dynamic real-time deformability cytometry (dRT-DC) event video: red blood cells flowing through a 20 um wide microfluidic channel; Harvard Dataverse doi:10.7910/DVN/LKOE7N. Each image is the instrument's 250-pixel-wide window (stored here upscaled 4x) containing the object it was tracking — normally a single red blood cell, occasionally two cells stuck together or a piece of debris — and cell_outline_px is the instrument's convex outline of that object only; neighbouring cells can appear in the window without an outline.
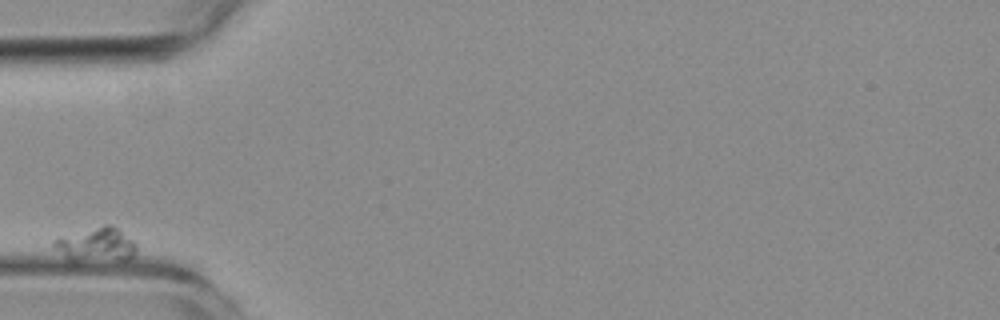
{"species": "common noctule bat (a hibernating species)", "species_latin": "Nyctalus noctula", "temperature_condition": "room temperature", "stored_images_in_passage": 3, "camera_frame_rate_fps": 3000, "um_per_image_px": 0.085, "animal": {"sex": "female", "body_mass_g": 19.3, "forearm_length_mm": 54.1}, "frame": {"image": 1, "passage_image": 1, "time_ms": 0.0, "image_size_px": [1000, 320], "cell_outline_px": [[136, 252], [128, 260], [76, 264], [72, 264], [52, 244], [52, 240], [104, 224], [112, 224], [120, 228], [136, 244]], "centroid_in_image_um": [8.2, 20.86], "position_along_channel_um": 76.8, "area_um2": 17.11}}
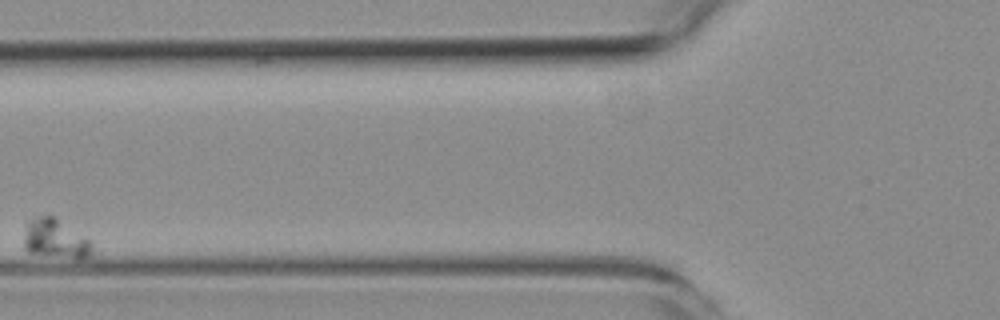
{"frame": {"image": 2, "passage_image": 3, "time_ms": 2.333, "image_size_px": [1000, 320], "cell_outline_px": [[92, 252], [88, 256], [72, 256], [28, 252], [24, 248], [24, 236], [28, 220], [36, 216], [56, 216], [92, 240]], "centroid_in_image_um": [4.7, 20.22], "position_along_channel_um": 121.1, "area_um2": 15.2}}